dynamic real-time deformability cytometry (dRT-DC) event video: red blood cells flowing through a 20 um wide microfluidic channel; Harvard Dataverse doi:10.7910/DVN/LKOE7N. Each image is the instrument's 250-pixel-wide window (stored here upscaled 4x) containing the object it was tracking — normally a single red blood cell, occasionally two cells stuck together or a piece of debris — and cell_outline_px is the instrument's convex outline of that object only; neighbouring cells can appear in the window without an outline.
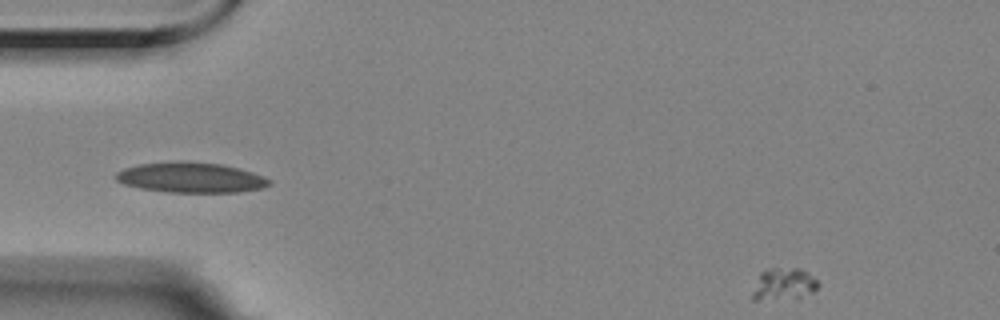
{"species": "Egyptian fruit bat (a non-hibernating species)", "species_latin": "Rousettus aegyptiacus", "temperature_condition": "room temperature", "stored_images_in_passage": 10, "camera_frame_rate_fps": 3000, "um_per_image_px": 0.085, "animal": {"sex": "female"}, "frame": {"image": 1, "passage_image": 1, "time_ms": 0.0, "image_size_px": [1000, 320], "cell_outline_px": [[820, 284], [812, 292], [796, 300], [752, 300], [752, 292], [760, 272], [772, 268], [800, 268], [808, 272]], "centroid_in_image_um": [66.61, 24.18], "position_along_channel_um": 18.4, "area_um2": 12.6}}